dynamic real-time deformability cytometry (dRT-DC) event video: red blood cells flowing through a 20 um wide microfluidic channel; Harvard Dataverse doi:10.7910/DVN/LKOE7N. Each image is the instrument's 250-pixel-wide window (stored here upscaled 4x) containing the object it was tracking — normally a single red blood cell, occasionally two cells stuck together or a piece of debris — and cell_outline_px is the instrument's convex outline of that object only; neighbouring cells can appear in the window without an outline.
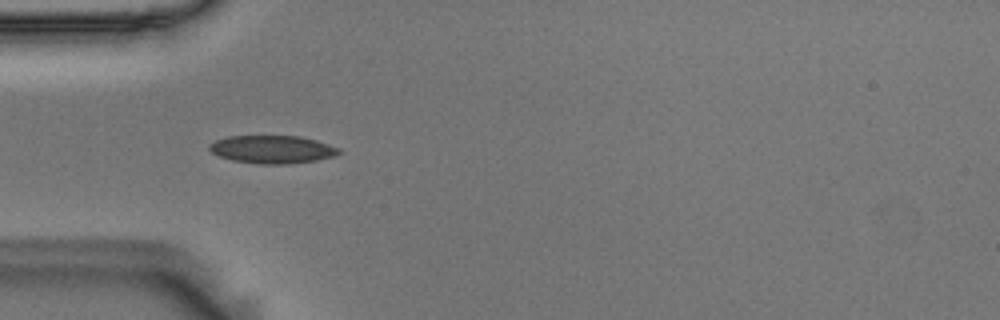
{"species": "Egyptian fruit bat (a non-hibernating species)", "species_latin": "Rousettus aegyptiacus", "temperature_condition": "room temperature", "stored_images_in_passage": 30, "camera_frame_rate_fps": 3000, "um_per_image_px": 0.085, "animal": {"sex": "male"}, "frame": {"image": 1, "passage_image": 7, "time_ms": 2.0, "image_size_px": [1000, 320], "cell_outline_px": [[344, 152], [336, 156], [316, 160], [288, 164], [260, 164], [232, 160], [220, 156], [212, 152], [208, 148], [208, 144], [216, 140], [228, 136], [300, 136], [316, 140], [340, 148]], "centroid_in_image_um": [23.18, 12.7], "position_along_channel_um": 61.8, "area_um2": 21.21}}
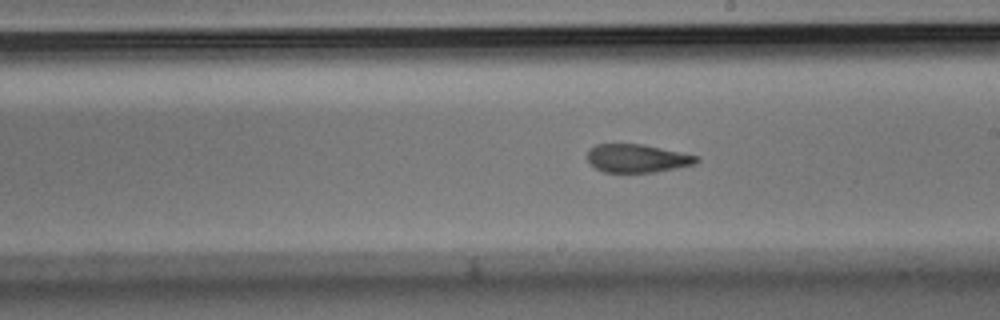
{"frame": {"image": 2, "passage_image": 18, "time_ms": 5.667, "image_size_px": [1000, 320], "cell_outline_px": [[700, 160], [696, 164], [676, 168], [652, 172], [604, 172], [596, 168], [588, 160], [588, 152], [596, 144], [644, 144], [700, 156]], "centroid_in_image_um": [54.22, 13.45], "position_along_channel_um": 234.8, "area_um2": 17.92}}
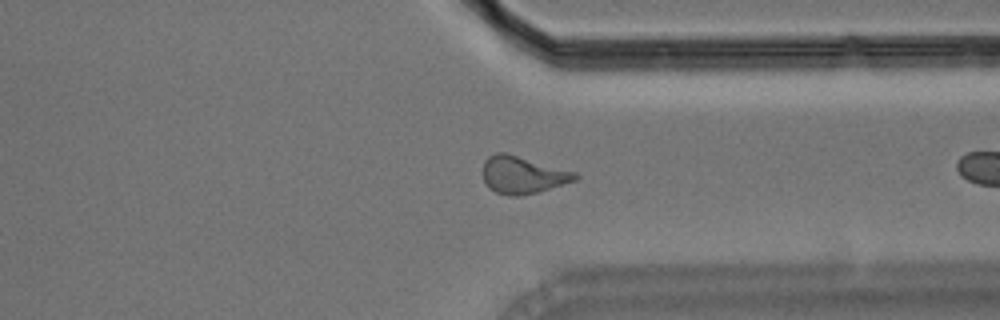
{"frame": {"image": 3, "passage_image": 29, "time_ms": 9.333, "image_size_px": [1000, 320], "cell_outline_px": [[580, 176], [576, 180], [536, 192], [520, 196], [512, 196], [496, 192], [488, 188], [484, 180], [484, 160], [488, 156], [496, 152], [504, 152], [576, 172]], "centroid_in_image_um": [44.41, 14.86], "position_along_channel_um": 367.0, "area_um2": 19.83}}